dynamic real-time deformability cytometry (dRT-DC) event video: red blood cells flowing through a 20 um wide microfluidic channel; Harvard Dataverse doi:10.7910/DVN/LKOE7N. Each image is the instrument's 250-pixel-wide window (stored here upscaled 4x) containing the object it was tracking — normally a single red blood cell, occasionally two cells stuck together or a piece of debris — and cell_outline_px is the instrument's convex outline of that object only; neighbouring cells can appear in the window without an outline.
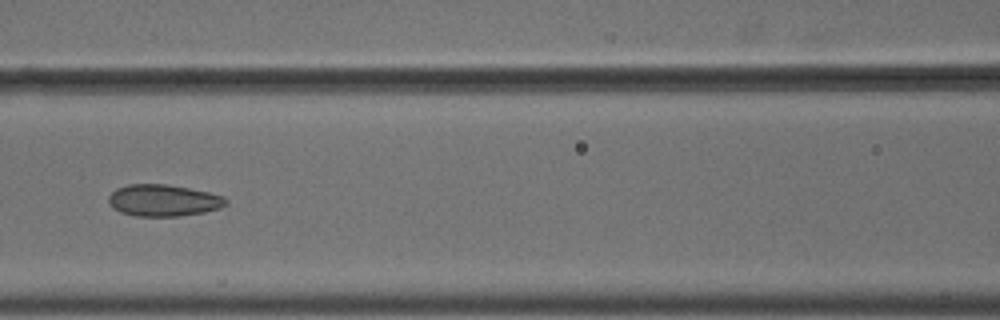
{"species": "common noctule bat (a hibernating species)", "species_latin": "Nyctalus noctula", "temperature_condition": "cold", "stored_images_in_passage": 9, "camera_frame_rate_fps": 3000, "um_per_image_px": 0.085, "animal": {"sex": "male", "body_mass_g": 18.8}, "frame": {"image": 1, "passage_image": 7, "time_ms": 2.0, "image_size_px": [1000, 320], "cell_outline_px": [[228, 204], [220, 208], [204, 212], [180, 216], [136, 216], [120, 212], [112, 208], [108, 204], [108, 196], [116, 188], [128, 184], [168, 184], [208, 192], [224, 196], [228, 200]], "centroid_in_image_um": [13.87, 17.03], "position_along_channel_um": 152.7, "area_um2": 21.91}}
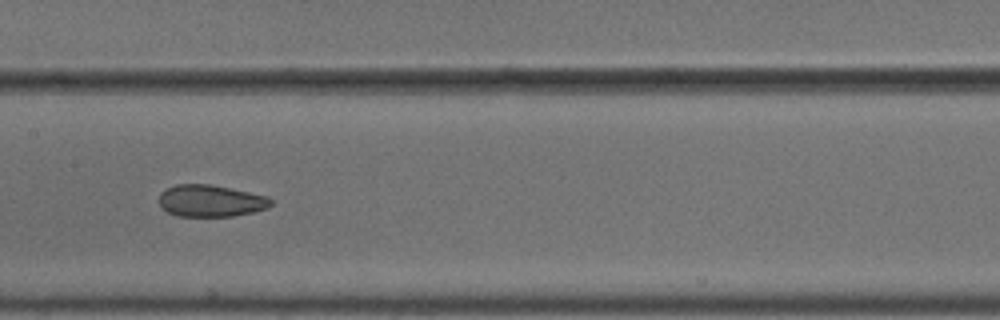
{"frame": {"image": 2, "passage_image": 8, "time_ms": 2.333, "image_size_px": [1000, 320], "cell_outline_px": [[272, 204], [268, 208], [252, 212], [232, 216], [176, 216], [168, 212], [160, 204], [160, 192], [176, 184], [212, 184], [268, 196], [272, 200]], "centroid_in_image_um": [17.93, 17.06], "position_along_channel_um": 189.5, "area_um2": 20.75}}
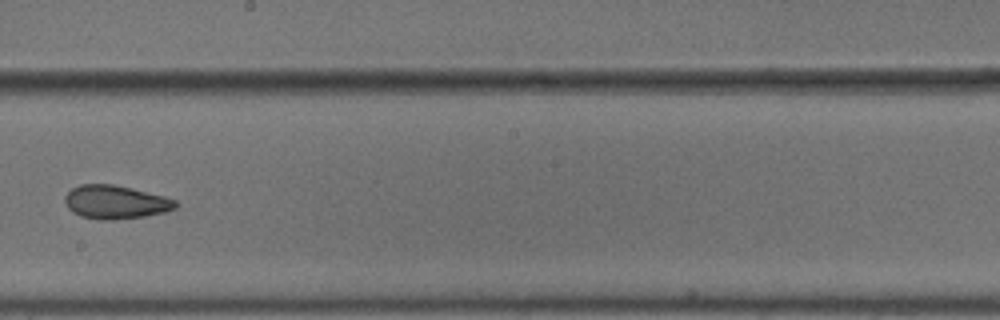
{"frame": {"image": 3, "passage_image": 9, "time_ms": 2.667, "image_size_px": [1000, 320], "cell_outline_px": [[180, 204], [176, 208], [164, 212], [144, 216], [112, 220], [96, 220], [80, 216], [72, 212], [68, 208], [64, 200], [64, 196], [72, 188], [80, 184], [112, 184], [132, 188], [164, 196], [176, 200]], "centroid_in_image_um": [9.81, 17.18], "position_along_channel_um": 238.4, "area_um2": 21.79}}